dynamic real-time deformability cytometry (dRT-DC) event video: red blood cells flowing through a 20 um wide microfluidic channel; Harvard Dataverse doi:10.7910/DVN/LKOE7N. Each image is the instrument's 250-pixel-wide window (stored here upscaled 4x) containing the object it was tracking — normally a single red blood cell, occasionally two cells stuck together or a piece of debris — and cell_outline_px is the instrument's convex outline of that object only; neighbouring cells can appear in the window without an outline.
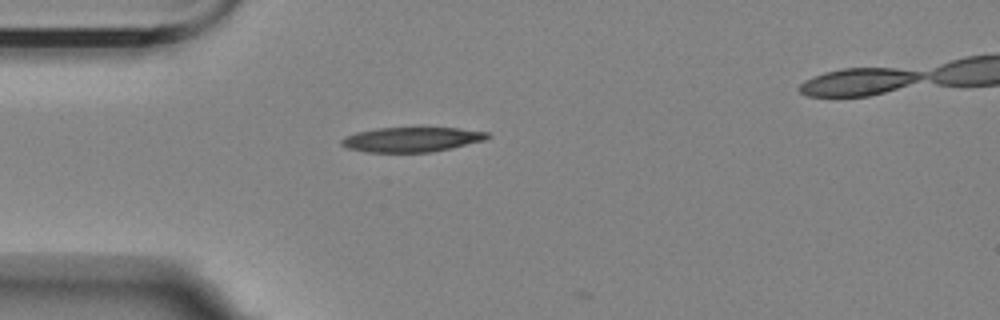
{"species": "Egyptian fruit bat (a non-hibernating species)", "species_latin": "Rousettus aegyptiacus", "temperature_condition": "room temperature", "stored_images_in_passage": 2, "camera_frame_rate_fps": 3000, "um_per_image_px": 0.085, "animal": {"sex": "female"}, "frame": {"image": 1, "passage_image": 2, "time_ms": 1.0, "image_size_px": [1000, 320], "cell_outline_px": [[492, 136], [484, 140], [452, 148], [432, 152], [368, 152], [348, 148], [340, 144], [340, 140], [344, 136], [356, 132], [380, 128], [460, 128], [488, 132]], "centroid_in_image_um": [35.0, 11.85], "position_along_channel_um": 50.0, "area_um2": 21.04}}